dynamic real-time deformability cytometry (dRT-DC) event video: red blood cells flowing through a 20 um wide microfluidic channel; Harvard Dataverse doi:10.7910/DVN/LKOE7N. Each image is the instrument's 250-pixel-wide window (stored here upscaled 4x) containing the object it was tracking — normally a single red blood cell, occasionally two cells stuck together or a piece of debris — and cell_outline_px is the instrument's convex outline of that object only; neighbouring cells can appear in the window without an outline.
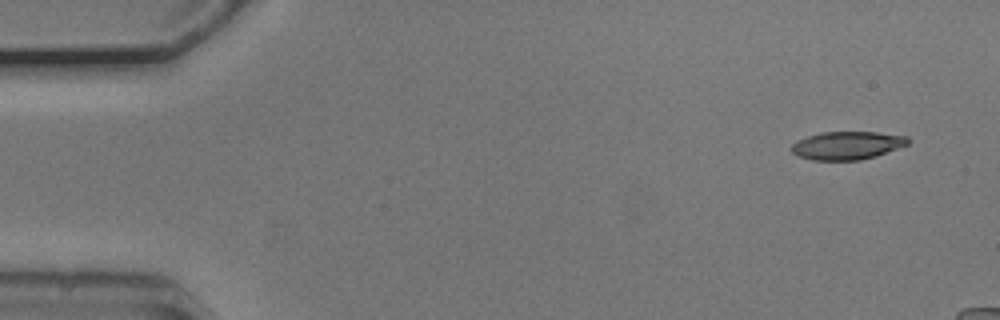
{"species": "common noctule bat (a hibernating species)", "species_latin": "Nyctalus noctula", "temperature_condition": "cold", "stored_images_in_passage": 10, "camera_frame_rate_fps": 3000, "um_per_image_px": 0.085, "animal": {"sex": "male", "body_mass_g": 20.5, "forearm_length_mm": 52.5}, "frame": {"image": 1, "passage_image": 1, "time_ms": 0.0, "image_size_px": [1000, 320], "cell_outline_px": [[912, 140], [908, 144], [876, 156], [860, 160], [812, 160], [800, 156], [792, 152], [792, 144], [796, 140], [820, 132], [876, 132], [908, 136]], "centroid_in_image_um": [72.03, 12.35], "position_along_channel_um": 13.0, "area_um2": 19.07}}